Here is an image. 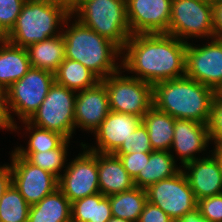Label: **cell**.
Instances as JSON below:
<instances>
[{
    "label": "cell",
    "instance_id": "obj_1",
    "mask_svg": "<svg viewBox=\"0 0 222 222\" xmlns=\"http://www.w3.org/2000/svg\"><path fill=\"white\" fill-rule=\"evenodd\" d=\"M187 42L166 33L131 35L121 69L151 85L185 76Z\"/></svg>",
    "mask_w": 222,
    "mask_h": 222
},
{
    "label": "cell",
    "instance_id": "obj_2",
    "mask_svg": "<svg viewBox=\"0 0 222 222\" xmlns=\"http://www.w3.org/2000/svg\"><path fill=\"white\" fill-rule=\"evenodd\" d=\"M217 92L187 76L153 85V106L175 119L209 124Z\"/></svg>",
    "mask_w": 222,
    "mask_h": 222
},
{
    "label": "cell",
    "instance_id": "obj_3",
    "mask_svg": "<svg viewBox=\"0 0 222 222\" xmlns=\"http://www.w3.org/2000/svg\"><path fill=\"white\" fill-rule=\"evenodd\" d=\"M71 19L72 15L66 19L61 28L65 58L82 63L100 80L118 72L121 64L116 60L121 61L118 58L122 57V50L111 40L84 26L76 18L69 26Z\"/></svg>",
    "mask_w": 222,
    "mask_h": 222
},
{
    "label": "cell",
    "instance_id": "obj_4",
    "mask_svg": "<svg viewBox=\"0 0 222 222\" xmlns=\"http://www.w3.org/2000/svg\"><path fill=\"white\" fill-rule=\"evenodd\" d=\"M69 16L63 7L47 0H26L5 40L15 46L27 48L62 34L60 28Z\"/></svg>",
    "mask_w": 222,
    "mask_h": 222
},
{
    "label": "cell",
    "instance_id": "obj_5",
    "mask_svg": "<svg viewBox=\"0 0 222 222\" xmlns=\"http://www.w3.org/2000/svg\"><path fill=\"white\" fill-rule=\"evenodd\" d=\"M84 26L115 43L121 50L131 37L126 0H82L71 14Z\"/></svg>",
    "mask_w": 222,
    "mask_h": 222
},
{
    "label": "cell",
    "instance_id": "obj_6",
    "mask_svg": "<svg viewBox=\"0 0 222 222\" xmlns=\"http://www.w3.org/2000/svg\"><path fill=\"white\" fill-rule=\"evenodd\" d=\"M54 82V73L31 67L20 80L5 90L7 108L15 132L18 133L16 130L21 127H18L12 113H15L20 122L28 121L42 104Z\"/></svg>",
    "mask_w": 222,
    "mask_h": 222
},
{
    "label": "cell",
    "instance_id": "obj_7",
    "mask_svg": "<svg viewBox=\"0 0 222 222\" xmlns=\"http://www.w3.org/2000/svg\"><path fill=\"white\" fill-rule=\"evenodd\" d=\"M122 72L100 80L107 89L110 111L143 118L153 106V85Z\"/></svg>",
    "mask_w": 222,
    "mask_h": 222
},
{
    "label": "cell",
    "instance_id": "obj_8",
    "mask_svg": "<svg viewBox=\"0 0 222 222\" xmlns=\"http://www.w3.org/2000/svg\"><path fill=\"white\" fill-rule=\"evenodd\" d=\"M75 100L76 91L54 82L44 101L28 122L36 127L60 133L70 140L76 132Z\"/></svg>",
    "mask_w": 222,
    "mask_h": 222
},
{
    "label": "cell",
    "instance_id": "obj_9",
    "mask_svg": "<svg viewBox=\"0 0 222 222\" xmlns=\"http://www.w3.org/2000/svg\"><path fill=\"white\" fill-rule=\"evenodd\" d=\"M168 34L185 42L189 38H214L212 3L209 0H172Z\"/></svg>",
    "mask_w": 222,
    "mask_h": 222
},
{
    "label": "cell",
    "instance_id": "obj_10",
    "mask_svg": "<svg viewBox=\"0 0 222 222\" xmlns=\"http://www.w3.org/2000/svg\"><path fill=\"white\" fill-rule=\"evenodd\" d=\"M147 201L162 209L174 222L197 208L198 201L182 169L146 189Z\"/></svg>",
    "mask_w": 222,
    "mask_h": 222
},
{
    "label": "cell",
    "instance_id": "obj_11",
    "mask_svg": "<svg viewBox=\"0 0 222 222\" xmlns=\"http://www.w3.org/2000/svg\"><path fill=\"white\" fill-rule=\"evenodd\" d=\"M82 153L72 159L58 178V188L72 203L99 193L97 152L90 151L81 142Z\"/></svg>",
    "mask_w": 222,
    "mask_h": 222
},
{
    "label": "cell",
    "instance_id": "obj_12",
    "mask_svg": "<svg viewBox=\"0 0 222 222\" xmlns=\"http://www.w3.org/2000/svg\"><path fill=\"white\" fill-rule=\"evenodd\" d=\"M207 41L203 46L187 42L185 76L217 92L222 87V38Z\"/></svg>",
    "mask_w": 222,
    "mask_h": 222
},
{
    "label": "cell",
    "instance_id": "obj_13",
    "mask_svg": "<svg viewBox=\"0 0 222 222\" xmlns=\"http://www.w3.org/2000/svg\"><path fill=\"white\" fill-rule=\"evenodd\" d=\"M10 157L12 184L30 206L58 188V178L49 171L33 165L13 150Z\"/></svg>",
    "mask_w": 222,
    "mask_h": 222
},
{
    "label": "cell",
    "instance_id": "obj_14",
    "mask_svg": "<svg viewBox=\"0 0 222 222\" xmlns=\"http://www.w3.org/2000/svg\"><path fill=\"white\" fill-rule=\"evenodd\" d=\"M171 8L172 0H126L131 34H168Z\"/></svg>",
    "mask_w": 222,
    "mask_h": 222
},
{
    "label": "cell",
    "instance_id": "obj_15",
    "mask_svg": "<svg viewBox=\"0 0 222 222\" xmlns=\"http://www.w3.org/2000/svg\"><path fill=\"white\" fill-rule=\"evenodd\" d=\"M110 112L105 85L99 81L94 87L76 92L75 129L94 133Z\"/></svg>",
    "mask_w": 222,
    "mask_h": 222
},
{
    "label": "cell",
    "instance_id": "obj_16",
    "mask_svg": "<svg viewBox=\"0 0 222 222\" xmlns=\"http://www.w3.org/2000/svg\"><path fill=\"white\" fill-rule=\"evenodd\" d=\"M209 144L211 141L208 124L187 119H175L173 143L169 152L174 158L179 157L177 160H181V167L198 159L202 151H207ZM197 153L198 156H196Z\"/></svg>",
    "mask_w": 222,
    "mask_h": 222
},
{
    "label": "cell",
    "instance_id": "obj_17",
    "mask_svg": "<svg viewBox=\"0 0 222 222\" xmlns=\"http://www.w3.org/2000/svg\"><path fill=\"white\" fill-rule=\"evenodd\" d=\"M141 123L142 118L138 116L110 111L93 133L97 146L84 145L93 152L115 153Z\"/></svg>",
    "mask_w": 222,
    "mask_h": 222
},
{
    "label": "cell",
    "instance_id": "obj_18",
    "mask_svg": "<svg viewBox=\"0 0 222 222\" xmlns=\"http://www.w3.org/2000/svg\"><path fill=\"white\" fill-rule=\"evenodd\" d=\"M210 152L207 157L200 156L182 167L197 201L222 194V167L217 156Z\"/></svg>",
    "mask_w": 222,
    "mask_h": 222
},
{
    "label": "cell",
    "instance_id": "obj_19",
    "mask_svg": "<svg viewBox=\"0 0 222 222\" xmlns=\"http://www.w3.org/2000/svg\"><path fill=\"white\" fill-rule=\"evenodd\" d=\"M99 190L104 196L132 189L133 178L114 153L97 152Z\"/></svg>",
    "mask_w": 222,
    "mask_h": 222
},
{
    "label": "cell",
    "instance_id": "obj_20",
    "mask_svg": "<svg viewBox=\"0 0 222 222\" xmlns=\"http://www.w3.org/2000/svg\"><path fill=\"white\" fill-rule=\"evenodd\" d=\"M26 48L15 46L8 41H0V89L5 91L20 80L30 69Z\"/></svg>",
    "mask_w": 222,
    "mask_h": 222
},
{
    "label": "cell",
    "instance_id": "obj_21",
    "mask_svg": "<svg viewBox=\"0 0 222 222\" xmlns=\"http://www.w3.org/2000/svg\"><path fill=\"white\" fill-rule=\"evenodd\" d=\"M176 163L177 160L169 151L153 150L144 168L133 179L134 185L147 189L160 180L176 175L182 169Z\"/></svg>",
    "mask_w": 222,
    "mask_h": 222
},
{
    "label": "cell",
    "instance_id": "obj_22",
    "mask_svg": "<svg viewBox=\"0 0 222 222\" xmlns=\"http://www.w3.org/2000/svg\"><path fill=\"white\" fill-rule=\"evenodd\" d=\"M27 222H71V202L57 188L30 206Z\"/></svg>",
    "mask_w": 222,
    "mask_h": 222
},
{
    "label": "cell",
    "instance_id": "obj_23",
    "mask_svg": "<svg viewBox=\"0 0 222 222\" xmlns=\"http://www.w3.org/2000/svg\"><path fill=\"white\" fill-rule=\"evenodd\" d=\"M30 64L33 68L55 73L65 60V44L62 34L29 45L27 48Z\"/></svg>",
    "mask_w": 222,
    "mask_h": 222
},
{
    "label": "cell",
    "instance_id": "obj_24",
    "mask_svg": "<svg viewBox=\"0 0 222 222\" xmlns=\"http://www.w3.org/2000/svg\"><path fill=\"white\" fill-rule=\"evenodd\" d=\"M142 123L147 129L152 149L170 151L173 143L175 118L152 106L143 116Z\"/></svg>",
    "mask_w": 222,
    "mask_h": 222
},
{
    "label": "cell",
    "instance_id": "obj_25",
    "mask_svg": "<svg viewBox=\"0 0 222 222\" xmlns=\"http://www.w3.org/2000/svg\"><path fill=\"white\" fill-rule=\"evenodd\" d=\"M111 218L109 197L100 192L71 203V222H107Z\"/></svg>",
    "mask_w": 222,
    "mask_h": 222
},
{
    "label": "cell",
    "instance_id": "obj_26",
    "mask_svg": "<svg viewBox=\"0 0 222 222\" xmlns=\"http://www.w3.org/2000/svg\"><path fill=\"white\" fill-rule=\"evenodd\" d=\"M112 217L138 222L147 202L146 189L134 186L132 189L109 195Z\"/></svg>",
    "mask_w": 222,
    "mask_h": 222
},
{
    "label": "cell",
    "instance_id": "obj_27",
    "mask_svg": "<svg viewBox=\"0 0 222 222\" xmlns=\"http://www.w3.org/2000/svg\"><path fill=\"white\" fill-rule=\"evenodd\" d=\"M55 82L74 91L94 87L100 79L82 63L67 59L59 65L54 73Z\"/></svg>",
    "mask_w": 222,
    "mask_h": 222
},
{
    "label": "cell",
    "instance_id": "obj_28",
    "mask_svg": "<svg viewBox=\"0 0 222 222\" xmlns=\"http://www.w3.org/2000/svg\"><path fill=\"white\" fill-rule=\"evenodd\" d=\"M70 140L65 139L57 148L44 152H15L18 156L26 158L33 165L49 171L54 176L59 178L63 168L68 164L67 151Z\"/></svg>",
    "mask_w": 222,
    "mask_h": 222
},
{
    "label": "cell",
    "instance_id": "obj_29",
    "mask_svg": "<svg viewBox=\"0 0 222 222\" xmlns=\"http://www.w3.org/2000/svg\"><path fill=\"white\" fill-rule=\"evenodd\" d=\"M25 124L26 133H29V140L26 147H15L14 152H44L57 148L66 138L55 131L42 129L29 123L22 121Z\"/></svg>",
    "mask_w": 222,
    "mask_h": 222
},
{
    "label": "cell",
    "instance_id": "obj_30",
    "mask_svg": "<svg viewBox=\"0 0 222 222\" xmlns=\"http://www.w3.org/2000/svg\"><path fill=\"white\" fill-rule=\"evenodd\" d=\"M30 205L11 184L0 200V222H27Z\"/></svg>",
    "mask_w": 222,
    "mask_h": 222
},
{
    "label": "cell",
    "instance_id": "obj_31",
    "mask_svg": "<svg viewBox=\"0 0 222 222\" xmlns=\"http://www.w3.org/2000/svg\"><path fill=\"white\" fill-rule=\"evenodd\" d=\"M149 136L146 127L141 123L133 133L130 134L127 142H123L114 154H129L140 152H152Z\"/></svg>",
    "mask_w": 222,
    "mask_h": 222
},
{
    "label": "cell",
    "instance_id": "obj_32",
    "mask_svg": "<svg viewBox=\"0 0 222 222\" xmlns=\"http://www.w3.org/2000/svg\"><path fill=\"white\" fill-rule=\"evenodd\" d=\"M26 0H0V31L6 36L14 27Z\"/></svg>",
    "mask_w": 222,
    "mask_h": 222
},
{
    "label": "cell",
    "instance_id": "obj_33",
    "mask_svg": "<svg viewBox=\"0 0 222 222\" xmlns=\"http://www.w3.org/2000/svg\"><path fill=\"white\" fill-rule=\"evenodd\" d=\"M210 141L215 146L222 144V98L216 94L212 103L211 116L208 124Z\"/></svg>",
    "mask_w": 222,
    "mask_h": 222
},
{
    "label": "cell",
    "instance_id": "obj_34",
    "mask_svg": "<svg viewBox=\"0 0 222 222\" xmlns=\"http://www.w3.org/2000/svg\"><path fill=\"white\" fill-rule=\"evenodd\" d=\"M197 208L207 222H222V194L198 200Z\"/></svg>",
    "mask_w": 222,
    "mask_h": 222
},
{
    "label": "cell",
    "instance_id": "obj_35",
    "mask_svg": "<svg viewBox=\"0 0 222 222\" xmlns=\"http://www.w3.org/2000/svg\"><path fill=\"white\" fill-rule=\"evenodd\" d=\"M121 160L128 174L134 179L149 160L150 152L115 154Z\"/></svg>",
    "mask_w": 222,
    "mask_h": 222
},
{
    "label": "cell",
    "instance_id": "obj_36",
    "mask_svg": "<svg viewBox=\"0 0 222 222\" xmlns=\"http://www.w3.org/2000/svg\"><path fill=\"white\" fill-rule=\"evenodd\" d=\"M138 222H174V221L158 206L147 201L139 217Z\"/></svg>",
    "mask_w": 222,
    "mask_h": 222
},
{
    "label": "cell",
    "instance_id": "obj_37",
    "mask_svg": "<svg viewBox=\"0 0 222 222\" xmlns=\"http://www.w3.org/2000/svg\"><path fill=\"white\" fill-rule=\"evenodd\" d=\"M0 129L14 131V124L10 118L5 91L0 90Z\"/></svg>",
    "mask_w": 222,
    "mask_h": 222
},
{
    "label": "cell",
    "instance_id": "obj_38",
    "mask_svg": "<svg viewBox=\"0 0 222 222\" xmlns=\"http://www.w3.org/2000/svg\"><path fill=\"white\" fill-rule=\"evenodd\" d=\"M12 184V171L10 164L0 165V200Z\"/></svg>",
    "mask_w": 222,
    "mask_h": 222
},
{
    "label": "cell",
    "instance_id": "obj_39",
    "mask_svg": "<svg viewBox=\"0 0 222 222\" xmlns=\"http://www.w3.org/2000/svg\"><path fill=\"white\" fill-rule=\"evenodd\" d=\"M214 38H222V4H212Z\"/></svg>",
    "mask_w": 222,
    "mask_h": 222
},
{
    "label": "cell",
    "instance_id": "obj_40",
    "mask_svg": "<svg viewBox=\"0 0 222 222\" xmlns=\"http://www.w3.org/2000/svg\"><path fill=\"white\" fill-rule=\"evenodd\" d=\"M52 4L63 7L70 15L80 6L82 0H47Z\"/></svg>",
    "mask_w": 222,
    "mask_h": 222
},
{
    "label": "cell",
    "instance_id": "obj_41",
    "mask_svg": "<svg viewBox=\"0 0 222 222\" xmlns=\"http://www.w3.org/2000/svg\"><path fill=\"white\" fill-rule=\"evenodd\" d=\"M175 222H207L206 219L201 215L198 208L191 212L186 213L181 219Z\"/></svg>",
    "mask_w": 222,
    "mask_h": 222
},
{
    "label": "cell",
    "instance_id": "obj_42",
    "mask_svg": "<svg viewBox=\"0 0 222 222\" xmlns=\"http://www.w3.org/2000/svg\"><path fill=\"white\" fill-rule=\"evenodd\" d=\"M215 147L212 152L217 156L218 160L220 161L221 167H222V144Z\"/></svg>",
    "mask_w": 222,
    "mask_h": 222
},
{
    "label": "cell",
    "instance_id": "obj_43",
    "mask_svg": "<svg viewBox=\"0 0 222 222\" xmlns=\"http://www.w3.org/2000/svg\"><path fill=\"white\" fill-rule=\"evenodd\" d=\"M107 222H133L131 220H127V219H123V218H116V217H112L110 220H108Z\"/></svg>",
    "mask_w": 222,
    "mask_h": 222
},
{
    "label": "cell",
    "instance_id": "obj_44",
    "mask_svg": "<svg viewBox=\"0 0 222 222\" xmlns=\"http://www.w3.org/2000/svg\"><path fill=\"white\" fill-rule=\"evenodd\" d=\"M212 4H222V0H209Z\"/></svg>",
    "mask_w": 222,
    "mask_h": 222
},
{
    "label": "cell",
    "instance_id": "obj_45",
    "mask_svg": "<svg viewBox=\"0 0 222 222\" xmlns=\"http://www.w3.org/2000/svg\"><path fill=\"white\" fill-rule=\"evenodd\" d=\"M5 39V35L0 31V41Z\"/></svg>",
    "mask_w": 222,
    "mask_h": 222
},
{
    "label": "cell",
    "instance_id": "obj_46",
    "mask_svg": "<svg viewBox=\"0 0 222 222\" xmlns=\"http://www.w3.org/2000/svg\"><path fill=\"white\" fill-rule=\"evenodd\" d=\"M217 94L222 98V87L217 91Z\"/></svg>",
    "mask_w": 222,
    "mask_h": 222
}]
</instances>
